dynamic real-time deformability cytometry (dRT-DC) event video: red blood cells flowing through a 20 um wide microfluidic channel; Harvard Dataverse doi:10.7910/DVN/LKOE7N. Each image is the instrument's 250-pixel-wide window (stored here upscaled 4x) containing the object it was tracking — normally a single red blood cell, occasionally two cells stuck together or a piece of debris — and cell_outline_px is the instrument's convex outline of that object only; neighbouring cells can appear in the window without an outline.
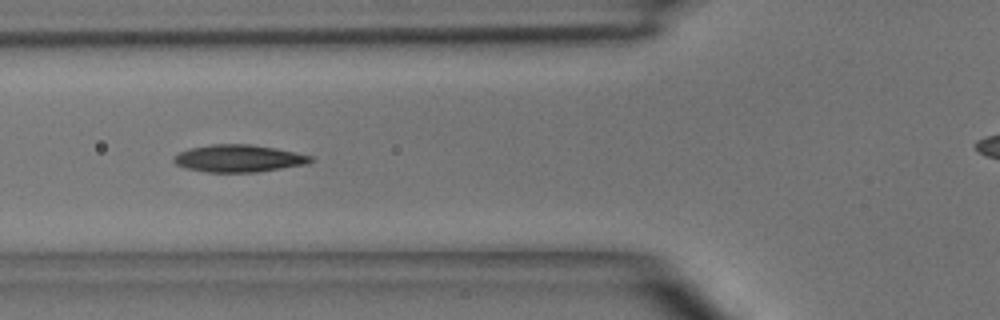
{"species": "common noctule bat (a hibernating species)", "species_latin": "Nyctalus noctula", "temperature_condition": "room temperature", "stored_images_in_passage": 4, "camera_frame_rate_fps": 3000, "um_per_image_px": 0.085, "animal": {"sex": "male", "body_mass_g": 15.6}, "frame": {"image": 1, "passage_image": 4, "time_ms": 4.333, "image_size_px": [1000, 320], "cell_outline_px": [[316, 160], [308, 164], [256, 172], [208, 172], [184, 168], [176, 164], [172, 160], [180, 152], [192, 148], [212, 144], [248, 144], [296, 152], [312, 156]], "centroid_in_image_um": [20.32, 13.47], "position_along_channel_um": 105.5, "area_um2": 21.62}}